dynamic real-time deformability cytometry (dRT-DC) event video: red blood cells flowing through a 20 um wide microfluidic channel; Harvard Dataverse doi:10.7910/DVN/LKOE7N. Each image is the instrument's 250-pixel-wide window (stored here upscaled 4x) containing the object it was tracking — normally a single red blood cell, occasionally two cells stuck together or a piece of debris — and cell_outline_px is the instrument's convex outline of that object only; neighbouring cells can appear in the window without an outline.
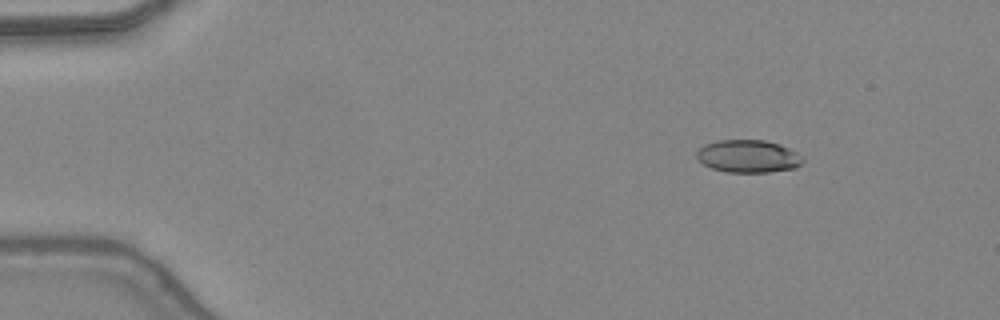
{"species": "common noctule bat (a hibernating species)", "species_latin": "Nyctalus noctula", "temperature_condition": "warm", "stored_images_in_passage": 42, "camera_frame_rate_fps": 3000, "um_per_image_px": 0.085, "animal": {"sex": "female", "body_mass_g": 24.6, "forearm_length_mm": 56.2}, "frame": {"image": 1, "passage_image": 1, "time_ms": 0.0, "image_size_px": [1000, 320], "cell_outline_px": [[804, 160], [796, 168], [768, 172], [724, 172], [712, 168], [704, 164], [696, 156], [696, 152], [704, 144], [716, 140], [764, 140], [780, 144], [796, 152]], "centroid_in_image_um": [63.58, 13.28], "position_along_channel_um": 21.4, "area_um2": 20.17}}
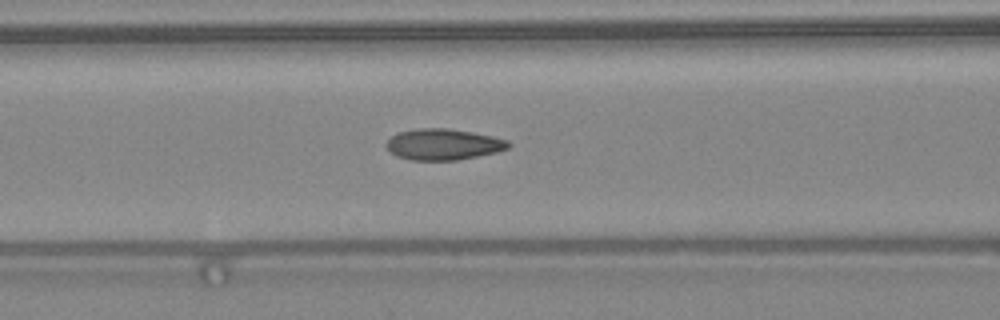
{"frame": {"image": 2, "passage_image": 15, "time_ms": 4.667, "image_size_px": [1000, 320], "cell_outline_px": [[512, 144], [508, 148], [496, 152], [456, 160], [408, 160], [396, 156], [384, 144], [392, 136], [400, 132], [420, 128], [448, 128], [472, 132], [492, 136], [508, 140]], "centroid_in_image_um": [37.68, 12.27], "position_along_channel_um": 128.9, "area_um2": 22.02}}
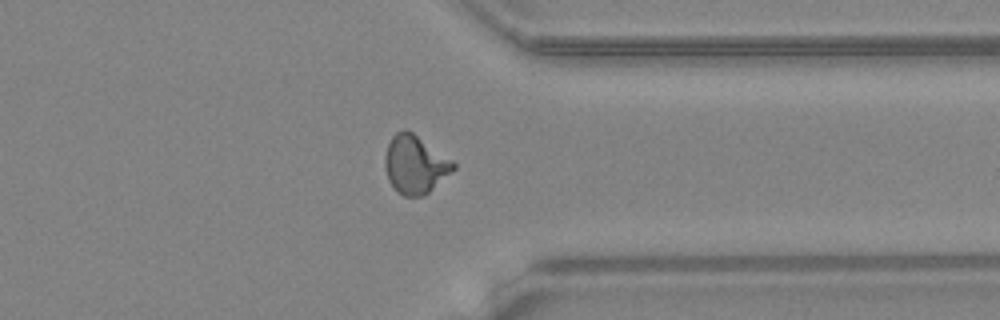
{"frame": {"image": 3, "passage_image": 32, "time_ms": 10.333, "image_size_px": [1000, 320], "cell_outline_px": [[456, 168], [424, 196], [404, 196], [396, 192], [388, 180], [384, 164], [384, 156], [388, 144], [392, 136], [396, 132], [404, 128], [412, 132], [452, 160], [456, 164]], "centroid_in_image_um": [35.25, 13.99], "position_along_channel_um": 376.1, "area_um2": 23.18}, "authors_computed_cell_mechanics": {"area_um2": 21.6461, "velocity_mm_per_s": 4.4216, "shape_relaxation_time_tau1_ms": 8.3286, "shape_relaxation_time_tau2_ms": 0.8647, "deformation_change_tau1": 0.2698, "deformation_change_tau2": 0.0589}}